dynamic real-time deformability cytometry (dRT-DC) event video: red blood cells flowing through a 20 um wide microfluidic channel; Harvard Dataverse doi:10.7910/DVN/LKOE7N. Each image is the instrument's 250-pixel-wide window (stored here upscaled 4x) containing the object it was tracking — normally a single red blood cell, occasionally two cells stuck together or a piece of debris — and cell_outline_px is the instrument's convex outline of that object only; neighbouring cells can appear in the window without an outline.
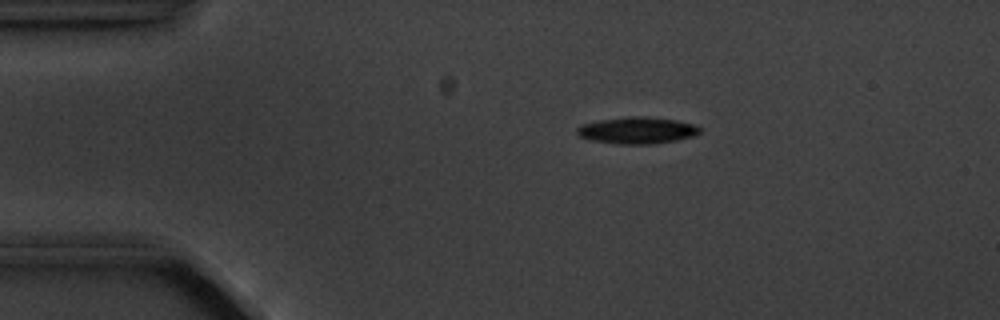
{"species": "common noctule bat (a hibernating species)", "species_latin": "Nyctalus noctula", "temperature_condition": "cold", "stored_images_in_passage": 6, "camera_frame_rate_fps": 3000, "um_per_image_px": 0.085, "animal": {"sex": "male", "body_mass_g": 20.1, "forearm_length_mm": 53.5}, "frame": {"image": 1, "passage_image": 2, "time_ms": 1.0, "image_size_px": [1000, 320], "cell_outline_px": [[700, 132], [692, 136], [676, 140], [652, 144], [616, 144], [592, 140], [580, 136], [576, 132], [576, 128], [580, 124], [600, 120], [632, 116], [648, 116], [676, 120], [696, 124], [700, 128]], "centroid_in_image_um": [54.15, 11.07], "position_along_channel_um": 30.8, "area_um2": 19.13}}
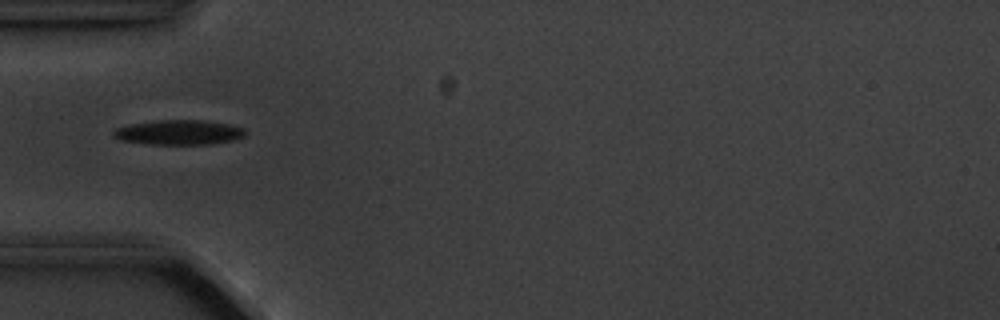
{"frame": {"image": 2, "passage_image": 4, "time_ms": 3.333, "image_size_px": [1000, 320], "cell_outline_px": [[244, 136], [236, 140], [208, 144], [152, 144], [120, 140], [112, 136], [112, 132], [116, 128], [128, 124], [160, 120], [204, 120], [228, 124], [244, 128]], "centroid_in_image_um": [15.19, 11.25], "position_along_channel_um": 69.8, "area_um2": 19.02}}